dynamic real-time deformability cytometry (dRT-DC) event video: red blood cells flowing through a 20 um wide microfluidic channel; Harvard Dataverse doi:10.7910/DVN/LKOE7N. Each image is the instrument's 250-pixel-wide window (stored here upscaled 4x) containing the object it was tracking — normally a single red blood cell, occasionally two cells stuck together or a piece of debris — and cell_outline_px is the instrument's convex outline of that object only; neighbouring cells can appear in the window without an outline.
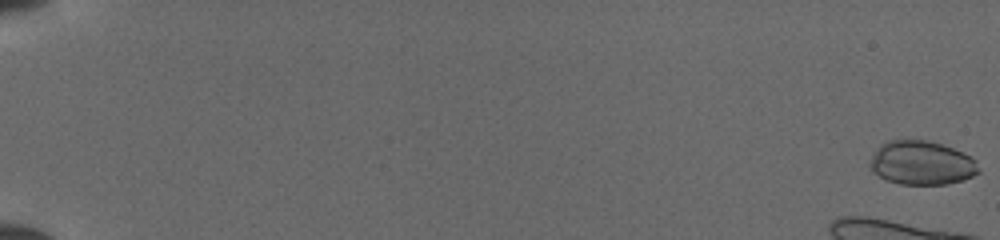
{"species": "common noctule bat (a hibernating species)", "species_latin": "Nyctalus noctula", "temperature_condition": "cold", "stored_images_in_passage": 17, "camera_frame_rate_fps": 3000, "um_per_image_px": 0.085, "animal": {"sex": "female", "body_mass_g": 19.5, "forearm_length_mm": 54.1}, "frame": {"image": 1, "passage_image": 1, "time_ms": 0.0, "image_size_px": [1000, 240], "cell_outline_px": [[980, 172], [964, 180], [948, 184], [900, 184], [888, 180], [872, 172], [868, 164], [876, 148], [880, 144], [888, 140], [928, 140], [964, 152], [976, 160]], "centroid_in_image_um": [78.33, 13.84], "position_along_channel_um": 6.7, "area_um2": 27.98}}